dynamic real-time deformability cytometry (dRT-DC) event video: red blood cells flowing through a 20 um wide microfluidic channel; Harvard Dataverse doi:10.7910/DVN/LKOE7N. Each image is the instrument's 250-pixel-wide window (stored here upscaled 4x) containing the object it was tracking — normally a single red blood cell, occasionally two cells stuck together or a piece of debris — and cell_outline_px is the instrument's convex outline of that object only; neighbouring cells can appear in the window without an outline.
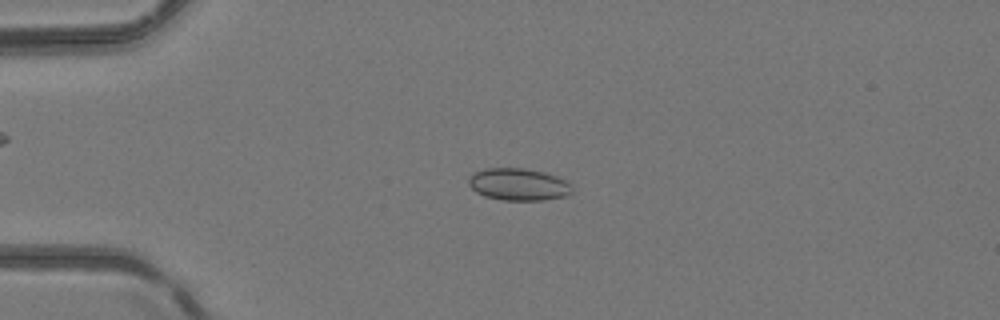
{"species": "common noctule bat (a hibernating species)", "species_latin": "Nyctalus noctula", "temperature_condition": "room temperature", "stored_images_in_passage": 3, "camera_frame_rate_fps": 3000, "um_per_image_px": 0.085, "animal": {"sex": "female", "body_mass_g": 24.6, "forearm_length_mm": 56.2}, "frame": {"image": 1, "passage_image": 3, "time_ms": 2.667, "image_size_px": [1000, 320], "cell_outline_px": [[572, 192], [564, 196], [544, 200], [500, 200], [484, 196], [476, 192], [468, 184], [468, 176], [472, 172], [484, 168], [524, 168], [544, 172], [568, 180], [572, 184]], "centroid_in_image_um": [44.05, 15.66], "position_along_channel_um": 40.9, "area_um2": 19.71}}